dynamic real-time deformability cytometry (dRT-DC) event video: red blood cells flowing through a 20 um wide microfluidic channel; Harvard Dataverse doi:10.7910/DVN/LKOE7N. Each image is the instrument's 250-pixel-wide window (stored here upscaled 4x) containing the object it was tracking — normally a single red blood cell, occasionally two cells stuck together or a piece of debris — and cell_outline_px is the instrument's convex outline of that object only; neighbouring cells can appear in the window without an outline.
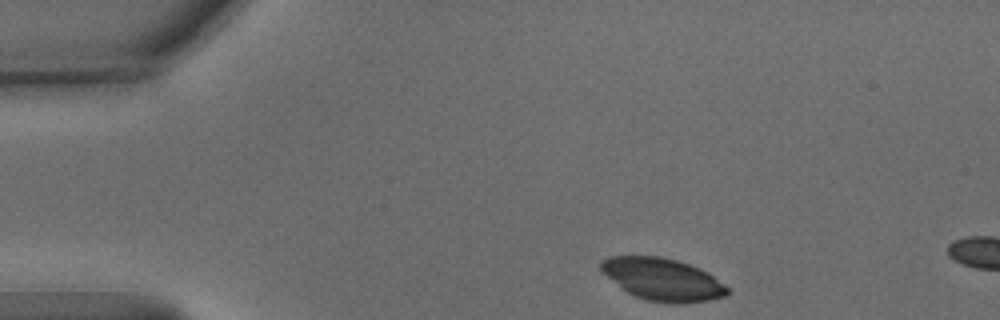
{"species": "common noctule bat (a hibernating species)", "species_latin": "Nyctalus noctula", "temperature_condition": "warm", "stored_images_in_passage": 5, "camera_frame_rate_fps": 3000, "um_per_image_px": 0.085, "animal": {"sex": "male", "body_mass_g": 15.6}, "frame": {"image": 1, "passage_image": 1, "time_ms": 0.0, "image_size_px": [1000, 320], "cell_outline_px": [[728, 296], [708, 300], [684, 304], [676, 304], [648, 300], [636, 296], [628, 292], [600, 272], [600, 260], [608, 256], [660, 256], [676, 260], [688, 264], [708, 272], [724, 284], [728, 288]], "centroid_in_image_um": [56.31, 23.74], "position_along_channel_um": 28.7, "area_um2": 31.21}}